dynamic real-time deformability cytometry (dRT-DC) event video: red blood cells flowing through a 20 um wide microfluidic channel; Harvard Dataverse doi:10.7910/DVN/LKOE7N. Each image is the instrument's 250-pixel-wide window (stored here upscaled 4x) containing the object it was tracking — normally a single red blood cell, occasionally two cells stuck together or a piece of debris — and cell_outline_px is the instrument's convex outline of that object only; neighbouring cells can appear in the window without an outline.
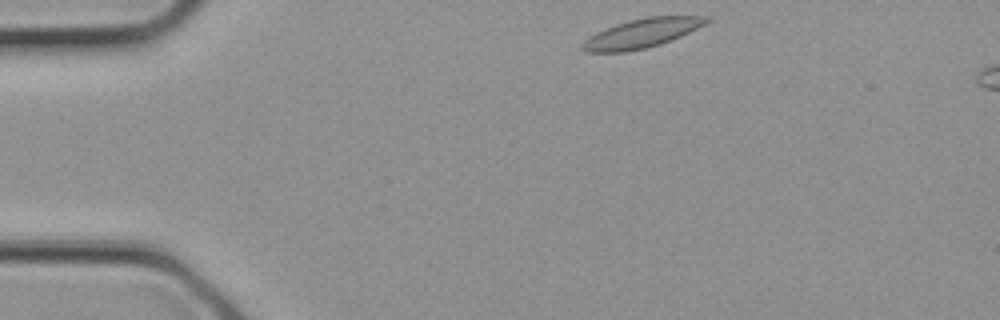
{"species": "common noctule bat (a hibernating species)", "species_latin": "Nyctalus noctula", "temperature_condition": "cold", "stored_images_in_passage": 4, "camera_frame_rate_fps": 3000, "um_per_image_px": 0.085, "animal": {"sex": "female", "body_mass_g": 21.9}, "frame": {"image": 1, "passage_image": 1, "time_ms": 0.0, "image_size_px": [1000, 320], "cell_outline_px": [[712, 20], [680, 36], [660, 44], [644, 48], [624, 52], [588, 52], [580, 48], [580, 44], [588, 36], [596, 32], [616, 24], [648, 16], [708, 16]], "centroid_in_image_um": [54.51, 2.83], "position_along_channel_um": 30.5, "area_um2": 20.81}}